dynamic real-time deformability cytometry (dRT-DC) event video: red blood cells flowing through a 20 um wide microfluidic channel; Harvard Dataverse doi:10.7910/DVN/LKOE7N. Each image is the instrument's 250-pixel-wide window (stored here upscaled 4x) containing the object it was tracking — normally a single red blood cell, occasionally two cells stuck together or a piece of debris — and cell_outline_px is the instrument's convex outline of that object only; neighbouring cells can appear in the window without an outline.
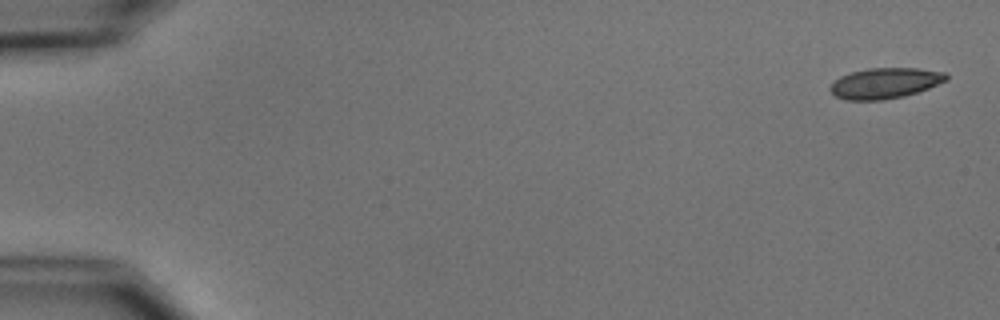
{"species": "common noctule bat (a hibernating species)", "species_latin": "Nyctalus noctula", "temperature_condition": "cold", "stored_images_in_passage": 5, "camera_frame_rate_fps": 3000, "um_per_image_px": 0.085, "animal": {"sex": "male", "body_mass_g": 15.6}, "frame": {"image": 1, "passage_image": 1, "time_ms": 0.0, "image_size_px": [1000, 320], "cell_outline_px": [[948, 80], [928, 88], [904, 96], [884, 100], [844, 100], [836, 96], [828, 88], [840, 76], [852, 72], [868, 68], [920, 68], [944, 72], [948, 76]], "centroid_in_image_um": [75.23, 7.07], "position_along_channel_um": 9.8, "area_um2": 20.69}}
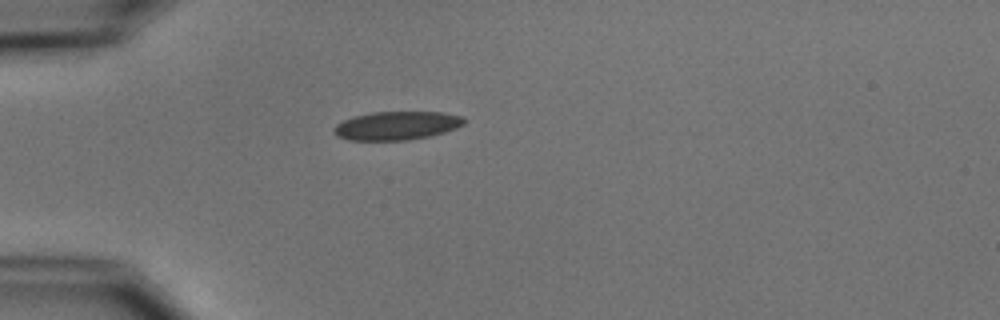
{"frame": {"image": 2, "passage_image": 5, "time_ms": 4.667, "image_size_px": [1000, 320], "cell_outline_px": [[468, 120], [464, 124], [456, 128], [444, 132], [428, 136], [408, 140], [348, 140], [336, 136], [332, 132], [332, 128], [336, 124], [352, 116], [372, 112], [444, 112], [464, 116]], "centroid_in_image_um": [33.72, 10.67], "position_along_channel_um": 51.3, "area_um2": 21.91}}